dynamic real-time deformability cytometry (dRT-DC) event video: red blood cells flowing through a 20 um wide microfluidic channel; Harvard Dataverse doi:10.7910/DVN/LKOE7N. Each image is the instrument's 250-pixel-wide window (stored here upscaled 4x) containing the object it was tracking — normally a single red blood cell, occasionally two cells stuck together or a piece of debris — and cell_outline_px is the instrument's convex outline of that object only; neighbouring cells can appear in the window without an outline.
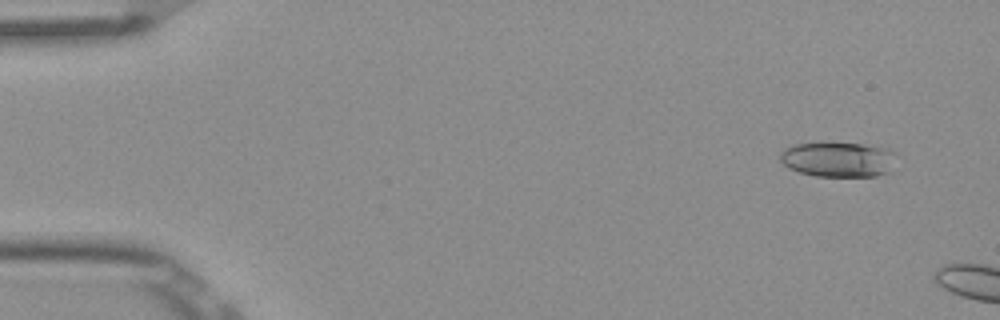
{"species": "Egyptian fruit bat (a non-hibernating species)", "species_latin": "Rousettus aegyptiacus", "temperature_condition": "room temperature", "stored_images_in_passage": 8, "camera_frame_rate_fps": 3000, "um_per_image_px": 0.085, "frame": {"image": 1, "passage_image": 4, "time_ms": 1.0, "image_size_px": [1000, 320], "cell_outline_px": [[896, 152], [892, 172], [876, 176], [816, 176], [800, 172], [788, 168], [780, 160], [780, 152], [784, 148], [792, 144], [864, 144], [888, 148]], "centroid_in_image_um": [71.29, 13.56], "position_along_channel_um": 13.7, "area_um2": 23.76}}